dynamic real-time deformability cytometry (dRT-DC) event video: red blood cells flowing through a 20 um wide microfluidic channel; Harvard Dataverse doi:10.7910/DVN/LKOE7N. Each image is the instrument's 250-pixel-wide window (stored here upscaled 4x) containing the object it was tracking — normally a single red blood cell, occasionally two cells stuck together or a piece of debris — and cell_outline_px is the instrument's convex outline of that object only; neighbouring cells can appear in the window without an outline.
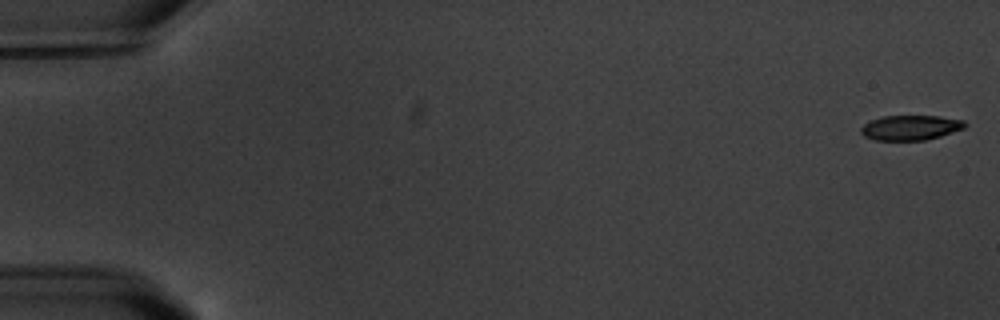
{"species": "common noctule bat (a hibernating species)", "species_latin": "Nyctalus noctula", "temperature_condition": "warm", "stored_images_in_passage": 8, "camera_frame_rate_fps": 3000, "um_per_image_px": 0.085, "animal": {"sex": "male", "body_mass_g": 20.1, "forearm_length_mm": 53.5}, "frame": {"image": 1, "passage_image": 1, "time_ms": 0.0, "image_size_px": [1000, 320], "cell_outline_px": [[968, 124], [964, 128], [940, 136], [924, 140], [876, 140], [864, 136], [860, 132], [860, 128], [864, 124], [872, 120], [884, 116], [940, 116], [964, 120]], "centroid_in_image_um": [77.41, 10.84], "position_along_channel_um": 7.6, "area_um2": 15.03}}